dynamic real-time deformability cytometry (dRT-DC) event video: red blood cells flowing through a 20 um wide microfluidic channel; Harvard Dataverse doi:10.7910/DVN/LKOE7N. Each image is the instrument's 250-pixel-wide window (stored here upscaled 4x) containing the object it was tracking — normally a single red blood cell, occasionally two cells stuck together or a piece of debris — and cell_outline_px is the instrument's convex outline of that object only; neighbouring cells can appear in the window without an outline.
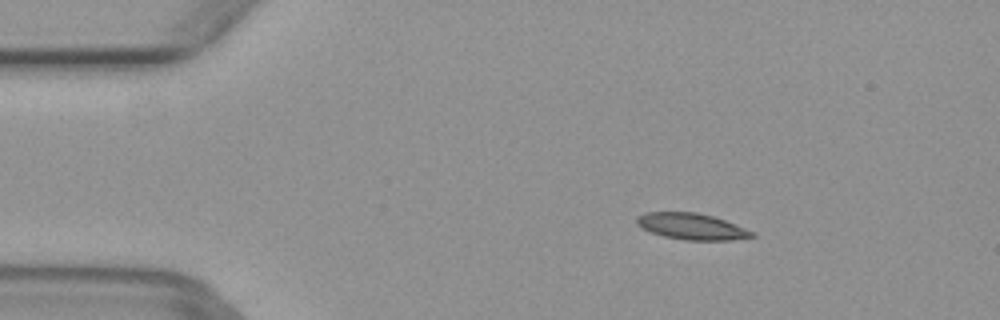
{"species": "common noctule bat (a hibernating species)", "species_latin": "Nyctalus noctula", "temperature_condition": "warm", "stored_images_in_passage": 11, "camera_frame_rate_fps": 3000, "um_per_image_px": 0.085, "animal": {"sex": "female", "body_mass_g": 29.2, "forearm_length_mm": 56.3}, "frame": {"image": 1, "passage_image": 5, "time_ms": 1.333, "image_size_px": [1000, 320], "cell_outline_px": [[756, 236], [732, 240], [684, 240], [664, 236], [652, 232], [636, 224], [636, 216], [644, 212], [696, 212], [712, 216], [724, 220], [752, 232]], "centroid_in_image_um": [58.74, 19.24], "position_along_channel_um": 26.3, "area_um2": 17.4}}